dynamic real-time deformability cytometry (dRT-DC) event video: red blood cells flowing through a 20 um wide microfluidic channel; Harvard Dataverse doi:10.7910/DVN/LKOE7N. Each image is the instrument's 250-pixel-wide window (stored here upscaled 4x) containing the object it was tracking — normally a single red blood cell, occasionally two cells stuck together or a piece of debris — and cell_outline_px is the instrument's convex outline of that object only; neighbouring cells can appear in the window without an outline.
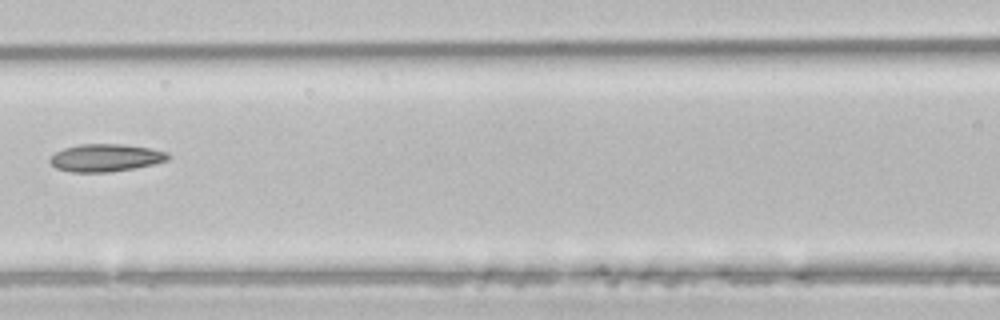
{"species": "common noctule bat (a hibernating species)", "species_latin": "Nyctalus noctula", "temperature_condition": "room temperature", "stored_images_in_passage": 5, "camera_frame_rate_fps": 3000, "um_per_image_px": 0.085, "animal": {"sex": "male", "body_mass_g": 21.5, "forearm_length_mm": 52.0}, "frame": {"image": 1, "passage_image": 5, "time_ms": 1.333, "image_size_px": [1000, 320], "cell_outline_px": [[172, 156], [168, 160], [152, 164], [112, 172], [72, 172], [56, 168], [48, 160], [56, 152], [64, 148], [80, 144], [120, 144], [152, 148], [168, 152]], "centroid_in_image_um": [9.0, 13.41], "position_along_channel_um": 157.6, "area_um2": 18.96}}